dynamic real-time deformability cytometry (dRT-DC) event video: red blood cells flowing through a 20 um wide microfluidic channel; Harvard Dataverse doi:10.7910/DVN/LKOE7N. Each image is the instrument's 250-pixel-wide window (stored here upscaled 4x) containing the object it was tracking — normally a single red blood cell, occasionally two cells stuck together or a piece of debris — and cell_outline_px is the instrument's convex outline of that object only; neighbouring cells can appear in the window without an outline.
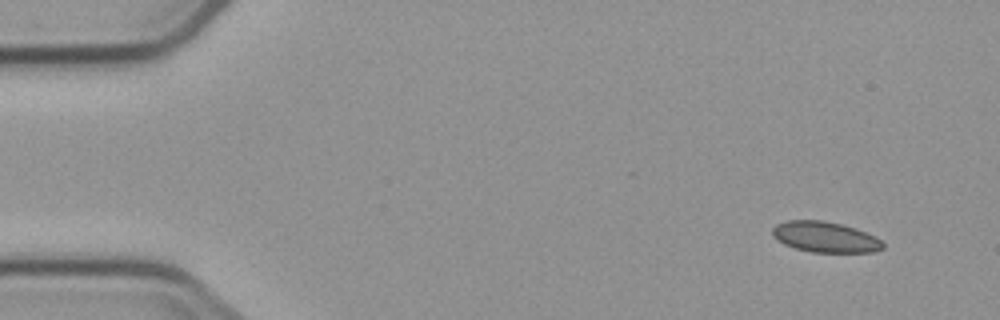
{"species": "common noctule bat (a hibernating species)", "species_latin": "Nyctalus noctula", "temperature_condition": "cold", "stored_images_in_passage": 3, "camera_frame_rate_fps": 3000, "um_per_image_px": 0.085, "animal": {"sex": "male", "body_mass_g": 23.1, "forearm_length_mm": 52.7}, "frame": {"image": 1, "passage_image": 1, "time_ms": 0.0, "image_size_px": [1000, 320], "cell_outline_px": [[884, 248], [872, 252], [812, 252], [796, 248], [784, 244], [776, 240], [772, 236], [772, 228], [776, 224], [788, 220], [820, 220], [840, 224], [876, 236], [884, 244]], "centroid_in_image_um": [70.1, 20.15], "position_along_channel_um": 14.9, "area_um2": 19.59}}